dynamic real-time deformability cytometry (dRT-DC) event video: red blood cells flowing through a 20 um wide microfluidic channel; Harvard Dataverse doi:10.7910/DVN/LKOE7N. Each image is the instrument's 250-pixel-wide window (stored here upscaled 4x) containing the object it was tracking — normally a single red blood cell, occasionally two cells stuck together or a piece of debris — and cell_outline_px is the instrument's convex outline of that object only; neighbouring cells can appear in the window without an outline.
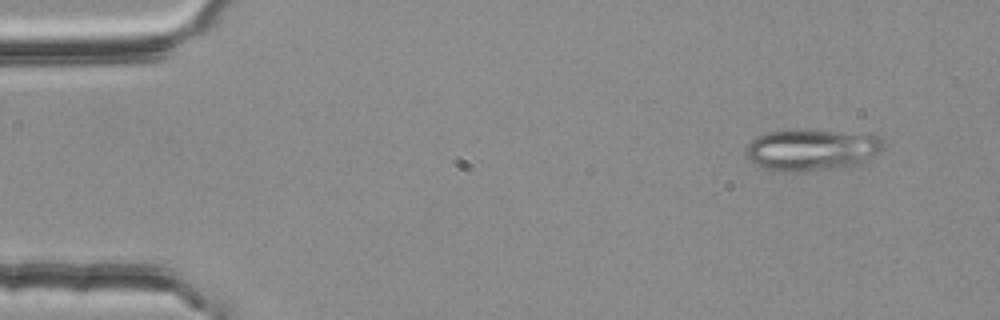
{"species": "common noctule bat (a hibernating species)", "species_latin": "Nyctalus noctula", "temperature_condition": "room temperature", "stored_images_in_passage": 3, "camera_frame_rate_fps": 3000, "um_per_image_px": 0.085, "animal": {"sex": "female", "body_mass_g": 25.1}, "frame": {"image": 1, "passage_image": 1, "time_ms": 0.0, "image_size_px": [1000, 320], "cell_outline_px": [[884, 148], [880, 152], [860, 164], [840, 168], [788, 172], [764, 168], [748, 160], [744, 156], [744, 152], [748, 144], [756, 136], [768, 132], [788, 128], [876, 136], [884, 140]], "centroid_in_image_um": [68.93, 12.74], "position_along_channel_um": 16.1, "area_um2": 33.35}}